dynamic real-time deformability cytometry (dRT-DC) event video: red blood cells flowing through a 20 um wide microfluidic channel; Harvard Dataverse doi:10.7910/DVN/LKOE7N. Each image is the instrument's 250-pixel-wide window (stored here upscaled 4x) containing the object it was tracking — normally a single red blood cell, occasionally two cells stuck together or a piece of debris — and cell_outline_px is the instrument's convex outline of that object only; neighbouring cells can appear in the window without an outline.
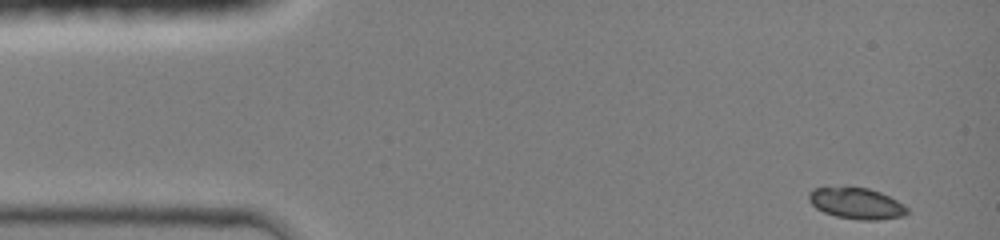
{"species": "common noctule bat (a hibernating species)", "species_latin": "Nyctalus noctula", "temperature_condition": "room temperature", "stored_images_in_passage": 20, "camera_frame_rate_fps": 3000, "um_per_image_px": 0.085, "animal": {"sex": "female", "body_mass_g": 19.0, "forearm_length_mm": 51.5}, "frame": {"image": 1, "passage_image": 1, "time_ms": 0.0, "image_size_px": [1000, 240], "cell_outline_px": [[908, 212], [904, 216], [876, 220], [860, 220], [836, 216], [824, 212], [816, 208], [808, 200], [808, 192], [812, 188], [868, 188], [880, 192], [904, 204], [908, 208]], "centroid_in_image_um": [72.8, 17.3], "position_along_channel_um": 12.2, "area_um2": 17.69}}
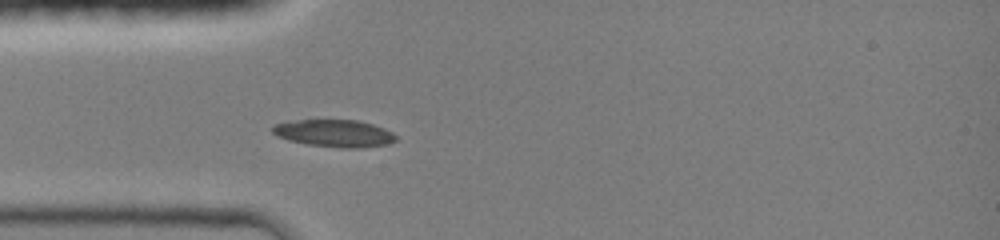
{"frame": {"image": 2, "passage_image": 15, "time_ms": 3.333, "image_size_px": [1000, 240], "cell_outline_px": [[396, 140], [388, 144], [360, 148], [340, 148], [308, 144], [288, 140], [276, 136], [272, 132], [272, 124], [288, 120], [356, 120], [372, 124], [384, 128], [392, 132], [396, 136]], "centroid_in_image_um": [28.38, 11.32], "position_along_channel_um": 56.6, "area_um2": 19.77}}
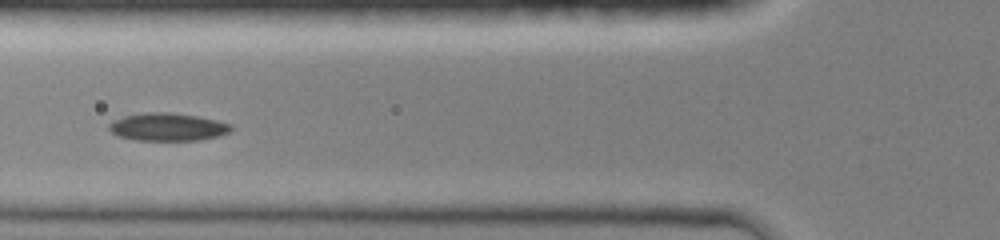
{"frame": {"image": 3, "passage_image": 19, "time_ms": 4.667, "image_size_px": [1000, 240], "cell_outline_px": [[232, 128], [228, 132], [216, 136], [200, 140], [136, 140], [116, 136], [108, 128], [108, 124], [112, 120], [124, 116], [144, 112], [168, 112], [196, 116], [216, 120], [232, 124]], "centroid_in_image_um": [14.2, 10.79], "position_along_channel_um": 111.6, "area_um2": 19.77}}